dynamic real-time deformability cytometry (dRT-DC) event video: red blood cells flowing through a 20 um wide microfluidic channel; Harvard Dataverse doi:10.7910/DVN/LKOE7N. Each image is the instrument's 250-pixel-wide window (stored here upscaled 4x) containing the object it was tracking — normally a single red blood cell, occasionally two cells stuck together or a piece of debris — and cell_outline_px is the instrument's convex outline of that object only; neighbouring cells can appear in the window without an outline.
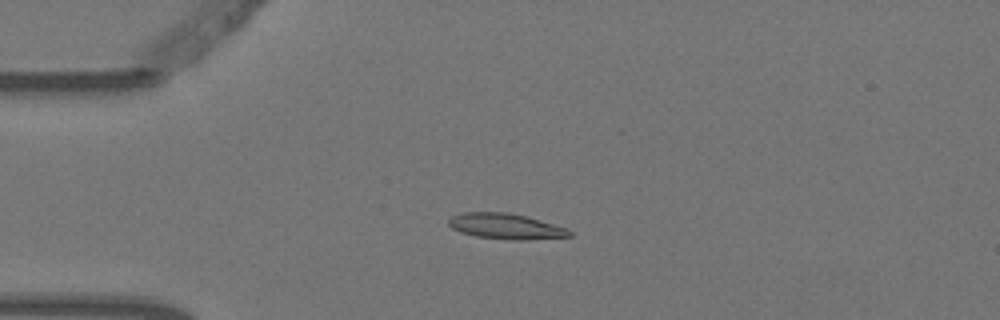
{"species": "Egyptian fruit bat (a non-hibernating species)", "species_latin": "Rousettus aegyptiacus", "temperature_condition": "warm", "stored_images_in_passage": 7, "camera_frame_rate_fps": 3000, "um_per_image_px": 0.085, "animal": {"sex": "female"}, "frame": {"image": 1, "passage_image": 3, "time_ms": 0.667, "image_size_px": [1000, 320], "cell_outline_px": [[572, 236], [520, 240], [476, 236], [460, 232], [452, 228], [448, 224], [448, 220], [452, 216], [460, 212], [508, 212], [524, 216], [552, 224], [564, 228], [572, 232]], "centroid_in_image_um": [42.92, 19.22], "position_along_channel_um": 42.1, "area_um2": 17.63}}
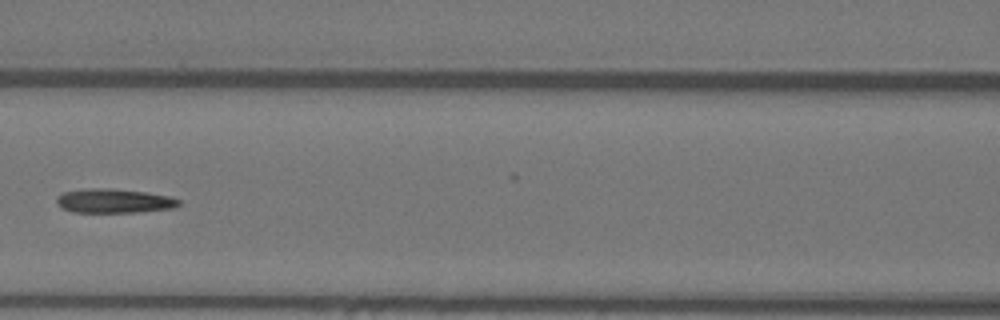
{"frame": {"image": 2, "passage_image": 6, "time_ms": 1.667, "image_size_px": [1000, 320], "cell_outline_px": [[180, 204], [172, 208], [136, 212], [72, 212], [64, 208], [56, 200], [56, 196], [64, 192], [84, 188], [112, 188], [144, 192], [168, 196], [180, 200]], "centroid_in_image_um": [9.67, 17.06], "position_along_channel_um": 156.9, "area_um2": 17.05}}
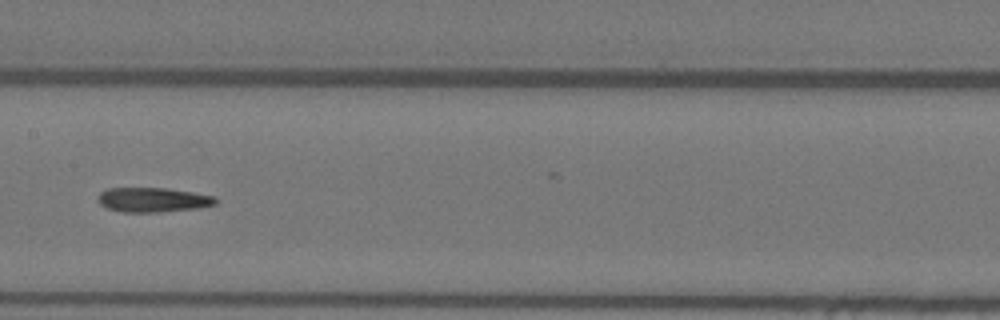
{"frame": {"image": 3, "passage_image": 7, "time_ms": 2.0, "image_size_px": [1000, 320], "cell_outline_px": [[216, 204], [200, 208], [160, 212], [120, 212], [108, 208], [100, 204], [96, 200], [96, 196], [100, 192], [108, 188], [164, 188], [192, 192], [216, 196]], "centroid_in_image_um": [12.97, 16.99], "position_along_channel_um": 194.4, "area_um2": 16.99}}